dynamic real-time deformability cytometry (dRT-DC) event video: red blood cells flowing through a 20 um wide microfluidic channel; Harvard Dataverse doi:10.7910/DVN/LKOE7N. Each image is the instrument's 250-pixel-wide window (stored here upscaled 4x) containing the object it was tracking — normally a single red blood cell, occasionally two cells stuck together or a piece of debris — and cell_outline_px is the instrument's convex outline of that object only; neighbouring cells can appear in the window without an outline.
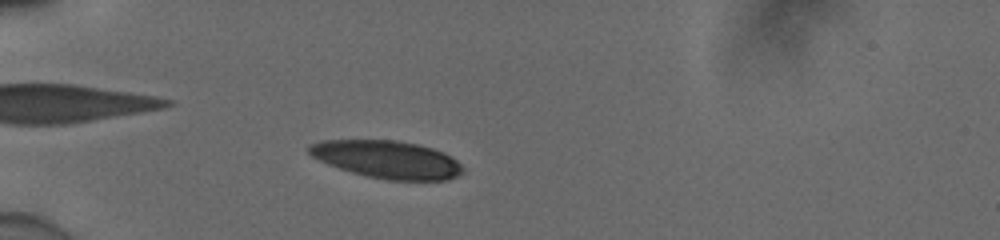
{"species": "human", "species_latin": "Homo sapiens", "temperature_condition": "cold", "stored_images_in_passage": 45, "camera_frame_rate_fps": 3000, "um_per_image_px": 0.085, "donor": {"sex": "male"}, "frame": {"image": 1, "passage_image": 8, "time_ms": 2.333, "image_size_px": [1000, 240], "cell_outline_px": [[464, 172], [448, 180], [388, 180], [368, 176], [352, 172], [328, 164], [312, 156], [304, 148], [308, 144], [320, 140], [396, 140], [416, 144], [432, 148], [456, 160], [464, 168]], "centroid_in_image_um": [32.86, 13.55], "position_along_channel_um": 52.1, "area_um2": 33.64}}
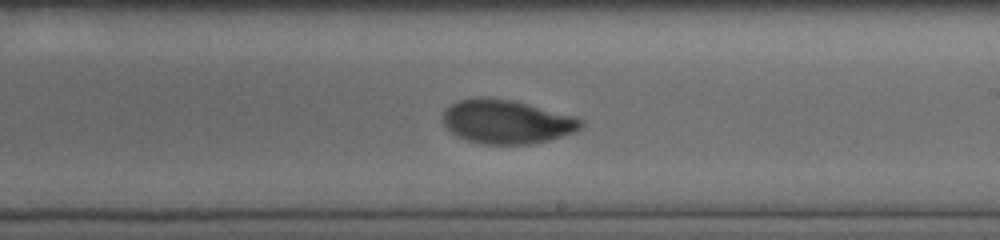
{"frame": {"image": 2, "passage_image": 25, "time_ms": 8.0, "image_size_px": [1000, 240], "cell_outline_px": [[584, 124], [576, 132], [548, 140], [532, 144], [484, 144], [468, 140], [456, 136], [444, 124], [444, 112], [456, 100], [476, 96], [484, 96], [512, 100], [580, 116], [584, 120]], "centroid_in_image_um": [43.13, 10.33], "position_along_channel_um": 245.9, "area_um2": 35.72}}
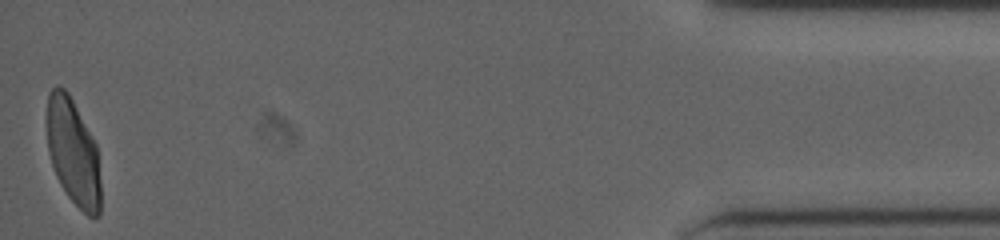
{"frame": {"image": 3, "passage_image": 45, "time_ms": 14.667, "image_size_px": [1000, 240], "cell_outline_px": [[100, 216], [88, 216], [68, 196], [60, 184], [56, 176], [48, 152], [48, 92], [56, 84], [64, 88], [68, 92], [92, 136], [96, 144], [100, 180]], "centroid_in_image_um": [6.22, 12.93], "position_along_channel_um": 429.0, "area_um2": 33.0}, "authors_computed_cell_mechanics": {"area_um2": 34.969, "velocity_mm_per_s": 3.8935, "shape_relaxation_time_tau1_ms": 4.8399, "shape_relaxation_time_tau2_ms": 1.2208, "deformation_change_tau1": 0.1872, "deformation_change_tau2": 0.048}}